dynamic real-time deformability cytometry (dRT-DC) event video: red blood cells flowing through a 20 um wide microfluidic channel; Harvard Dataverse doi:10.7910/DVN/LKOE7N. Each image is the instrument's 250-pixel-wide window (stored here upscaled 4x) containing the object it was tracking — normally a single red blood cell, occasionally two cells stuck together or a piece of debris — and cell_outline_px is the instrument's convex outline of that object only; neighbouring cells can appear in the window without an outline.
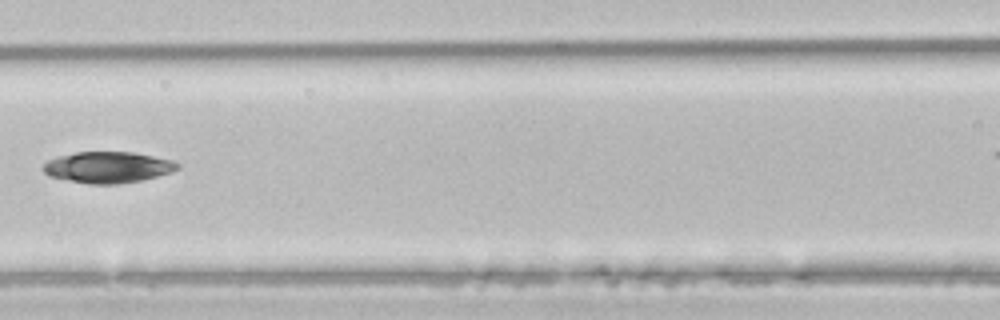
{"species": "common noctule bat (a hibernating species)", "species_latin": "Nyctalus noctula", "temperature_condition": "room temperature", "stored_images_in_passage": 9, "segment_of_instrument_passage": [1, 2], "camera_frame_rate_fps": 3000, "um_per_image_px": 0.085, "animal": {"sex": "male", "body_mass_g": 21.5, "forearm_length_mm": 52.0}, "frame": {"image": 1, "passage_image": 8, "time_ms": 2.333, "image_size_px": [1000, 320], "cell_outline_px": [[180, 168], [172, 172], [140, 180], [116, 184], [88, 184], [48, 176], [44, 172], [44, 164], [48, 160], [60, 156], [76, 152], [132, 152], [172, 160], [180, 164]], "centroid_in_image_um": [9.18, 14.22], "position_along_channel_um": 157.4, "area_um2": 24.22}}